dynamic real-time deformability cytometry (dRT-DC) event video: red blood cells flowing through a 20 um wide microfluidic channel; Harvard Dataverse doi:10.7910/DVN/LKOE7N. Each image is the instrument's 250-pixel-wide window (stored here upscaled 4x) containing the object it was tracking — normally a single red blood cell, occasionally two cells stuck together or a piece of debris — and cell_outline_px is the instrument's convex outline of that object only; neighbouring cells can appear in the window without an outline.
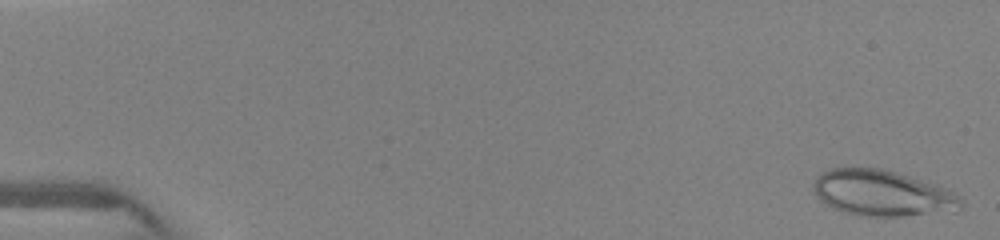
{"species": "human", "species_latin": "Homo sapiens", "temperature_condition": "warm", "stored_images_in_passage": 11, "camera_frame_rate_fps": 3000, "um_per_image_px": 0.085, "donor": {"sex": "female"}, "frame": {"image": 1, "passage_image": 1, "time_ms": 0.0, "image_size_px": [1000, 240], "cell_outline_px": [[964, 204], [956, 212], [904, 216], [856, 216], [832, 208], [820, 200], [812, 192], [812, 184], [816, 176], [832, 168], [880, 168], [896, 172], [940, 184], [956, 192], [964, 200]], "centroid_in_image_um": [75.06, 16.43], "position_along_channel_um": 9.9, "area_um2": 40.46}}